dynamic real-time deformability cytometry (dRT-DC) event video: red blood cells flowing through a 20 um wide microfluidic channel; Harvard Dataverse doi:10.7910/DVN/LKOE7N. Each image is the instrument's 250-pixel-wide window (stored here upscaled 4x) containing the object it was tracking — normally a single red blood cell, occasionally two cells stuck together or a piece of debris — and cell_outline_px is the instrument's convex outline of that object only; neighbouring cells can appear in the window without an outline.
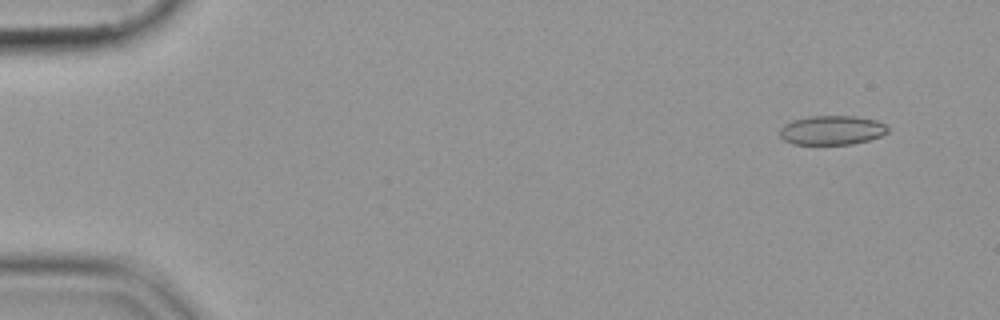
{"species": "common noctule bat (a hibernating species)", "species_latin": "Nyctalus noctula", "temperature_condition": "cold", "stored_images_in_passage": 42, "camera_frame_rate_fps": 3000, "um_per_image_px": 0.085, "animal": {"sex": "female", "body_mass_g": 19.9}, "frame": {"image": 1, "passage_image": 5, "time_ms": 1.333, "image_size_px": [1000, 320], "cell_outline_px": [[888, 132], [880, 136], [868, 140], [852, 144], [792, 144], [784, 140], [780, 136], [780, 128], [784, 124], [792, 120], [812, 116], [856, 116], [876, 120], [884, 124], [888, 128]], "centroid_in_image_um": [70.69, 11.06], "position_along_channel_um": 14.3, "area_um2": 18.38}}
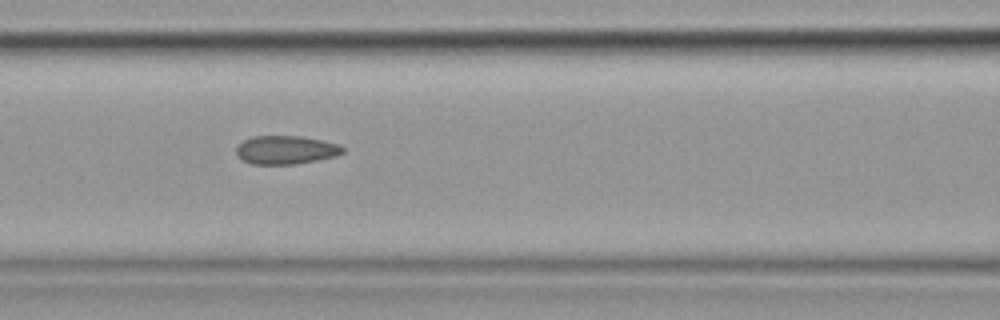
{"frame": {"image": 2, "passage_image": 25, "time_ms": 8.0, "image_size_px": [1000, 320], "cell_outline_px": [[344, 152], [336, 156], [296, 164], [252, 164], [244, 160], [236, 152], [236, 148], [244, 140], [252, 136], [300, 136], [340, 144], [344, 148]], "centroid_in_image_um": [24.32, 12.74], "position_along_channel_um": 142.3, "area_um2": 17.51}}
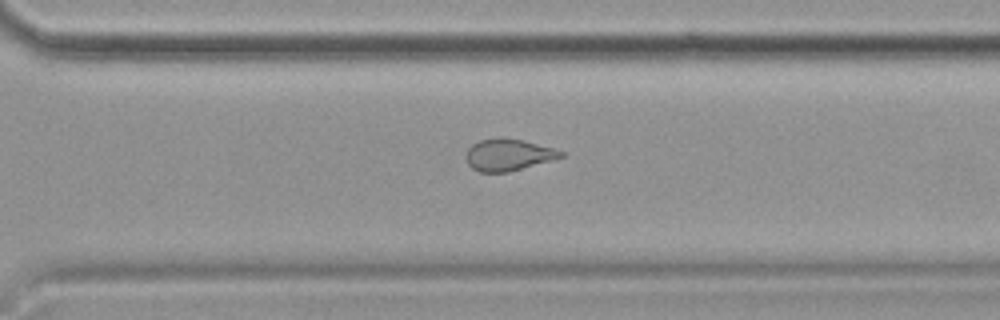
{"frame": {"image": 3, "passage_image": 40, "time_ms": 13.0, "image_size_px": [1000, 320], "cell_outline_px": [[564, 156], [552, 160], [508, 172], [480, 172], [472, 168], [468, 164], [468, 148], [472, 144], [480, 140], [500, 136], [504, 136], [524, 140], [556, 148], [564, 152]], "centroid_in_image_um": [43.24, 13.13], "position_along_channel_um": 327.4, "area_um2": 17.69}}